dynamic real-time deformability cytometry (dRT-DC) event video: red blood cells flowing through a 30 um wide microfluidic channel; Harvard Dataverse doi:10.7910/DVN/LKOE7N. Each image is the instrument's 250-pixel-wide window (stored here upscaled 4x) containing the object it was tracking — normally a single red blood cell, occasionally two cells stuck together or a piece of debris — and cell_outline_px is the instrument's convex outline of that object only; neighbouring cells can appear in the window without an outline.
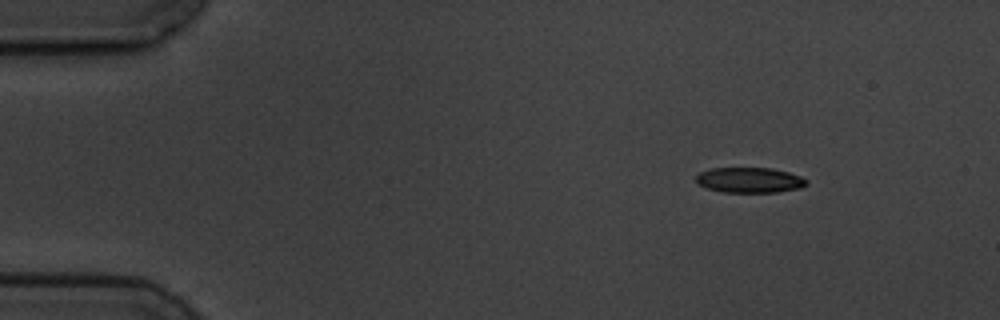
{"species": "common noctule bat (a hibernating species)", "species_latin": "Nyctalus noctula", "temperature_condition": "cold", "stored_images_in_passage": 5, "camera_frame_rate_fps": 3000, "um_per_image_px": 0.085, "animal": {"sex": "male", "body_mass_g": 19.5, "forearm_length_mm": 54.6}, "frame": {"image": 1, "passage_image": 2, "time_ms": 1.333, "image_size_px": [1000, 320], "cell_outline_px": [[808, 184], [800, 188], [776, 192], [724, 192], [708, 188], [700, 184], [696, 180], [696, 176], [700, 172], [712, 168], [772, 168], [788, 172], [800, 176], [808, 180]], "centroid_in_image_um": [63.75, 15.3], "position_along_channel_um": 21.3, "area_um2": 16.18}}
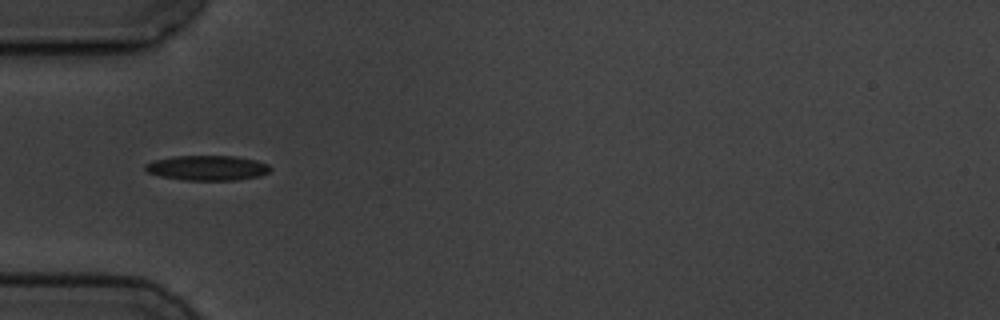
{"frame": {"image": 2, "passage_image": 5, "time_ms": 5.0, "image_size_px": [1000, 320], "cell_outline_px": [[272, 168], [268, 172], [260, 176], [236, 180], [184, 180], [160, 176], [148, 172], [144, 168], [144, 164], [156, 160], [172, 156], [236, 156], [256, 160], [268, 164]], "centroid_in_image_um": [17.64, 14.27], "position_along_channel_um": 67.4, "area_um2": 18.21}}